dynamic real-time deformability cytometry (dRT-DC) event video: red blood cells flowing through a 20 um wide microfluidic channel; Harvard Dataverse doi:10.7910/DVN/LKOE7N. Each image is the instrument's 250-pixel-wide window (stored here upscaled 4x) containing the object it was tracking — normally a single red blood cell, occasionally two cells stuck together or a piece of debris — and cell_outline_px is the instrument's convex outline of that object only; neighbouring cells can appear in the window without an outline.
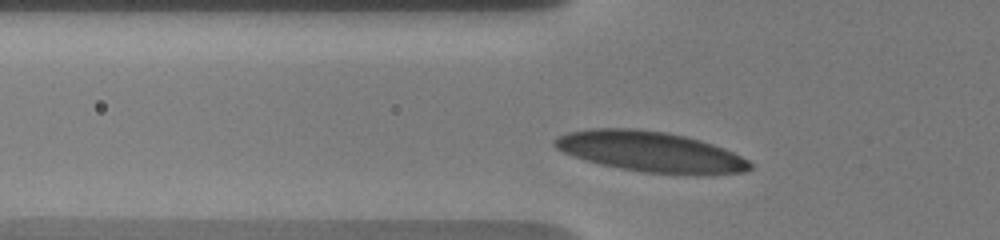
{"species": "human", "species_latin": "Homo sapiens", "temperature_condition": "warm", "stored_images_in_passage": 31, "camera_frame_rate_fps": 3000, "um_per_image_px": 0.085, "donor": {"sex": "male"}, "frame": {"image": 1, "passage_image": 2, "time_ms": 0.333, "image_size_px": [1000, 240], "cell_outline_px": [[752, 168], [744, 172], [696, 176], [644, 172], [620, 168], [600, 164], [572, 156], [556, 148], [552, 144], [552, 140], [556, 136], [568, 132], [592, 128], [636, 128], [668, 132], [700, 140], [724, 148], [748, 160], [752, 164]], "centroid_in_image_um": [55.28, 12.9], "position_along_channel_um": 70.5, "area_um2": 46.47}}
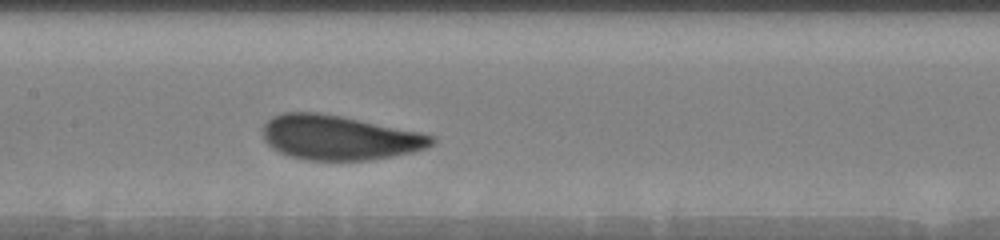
{"frame": {"image": 2, "passage_image": 11, "time_ms": 3.333, "image_size_px": [1000, 240], "cell_outline_px": [[436, 140], [432, 144], [424, 148], [412, 152], [392, 156], [368, 160], [308, 160], [288, 156], [272, 148], [264, 140], [264, 124], [272, 116], [284, 112], [316, 112], [340, 116], [420, 132], [436, 136]], "centroid_in_image_um": [28.82, 11.69], "position_along_channel_um": 178.6, "area_um2": 43.64}}
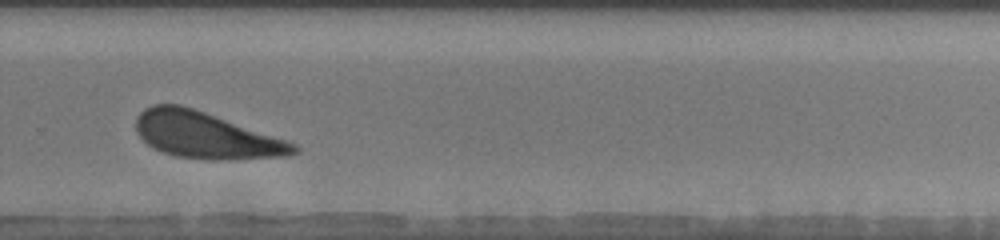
{"frame": {"image": 3, "passage_image": 22, "time_ms": 7.0, "image_size_px": [1000, 240], "cell_outline_px": [[300, 152], [288, 156], [220, 160], [204, 160], [176, 156], [160, 152], [148, 144], [136, 132], [136, 116], [144, 108], [152, 104], [180, 104], [288, 140], [296, 144], [300, 148]], "centroid_in_image_um": [17.5, 11.51], "position_along_channel_um": 312.3, "area_um2": 42.77}, "authors_computed_cell_mechanics": {"area_um2": 43.639, "velocity_mm_per_s": 3.6637, "shape_relaxation_time_tau1_ms": 2.7274, "shape_relaxation_time_tau2_ms": null, "deformation_change_tau1": 0.133, "deformation_change_tau2": null}}